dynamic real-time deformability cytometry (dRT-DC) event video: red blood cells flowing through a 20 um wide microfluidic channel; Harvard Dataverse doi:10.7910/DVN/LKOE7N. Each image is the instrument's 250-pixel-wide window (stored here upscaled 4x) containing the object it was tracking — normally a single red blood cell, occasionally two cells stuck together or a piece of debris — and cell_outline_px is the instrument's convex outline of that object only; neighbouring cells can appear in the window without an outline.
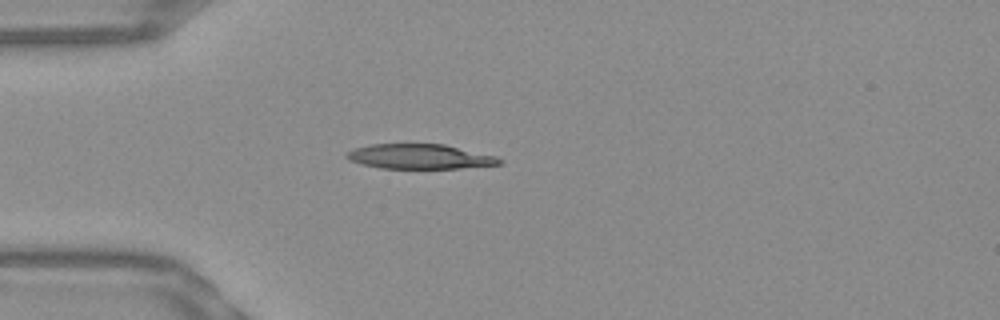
{"species": "Egyptian fruit bat (a non-hibernating species)", "species_latin": "Rousettus aegyptiacus", "temperature_condition": "warm", "stored_images_in_passage": 39, "camera_frame_rate_fps": 3000, "um_per_image_px": 0.085, "frame": {"image": 1, "passage_image": 1, "time_ms": 0.0, "image_size_px": [1000, 320], "cell_outline_px": [[504, 160], [500, 164], [460, 168], [380, 168], [348, 160], [344, 156], [352, 148], [372, 144], [444, 144], [496, 156]], "centroid_in_image_um": [35.66, 13.3], "position_along_channel_um": 49.3, "area_um2": 21.96}}
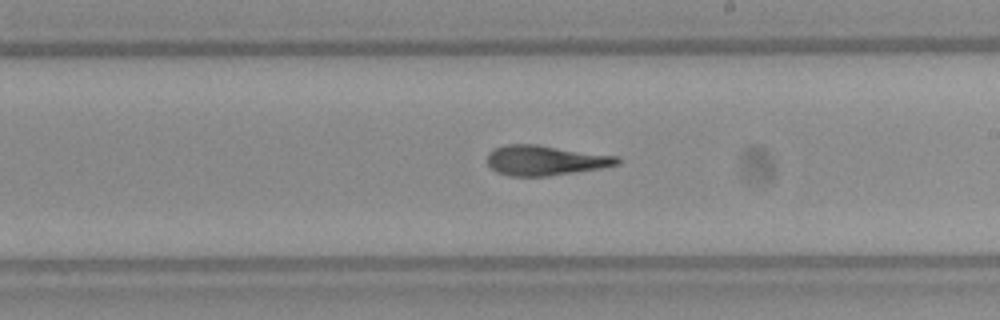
{"frame": {"image": 2, "passage_image": 17, "time_ms": 5.333, "image_size_px": [1000, 320], "cell_outline_px": [[620, 164], [600, 168], [548, 176], [508, 176], [496, 172], [488, 164], [488, 152], [492, 148], [508, 144], [536, 144], [620, 156]], "centroid_in_image_um": [46.34, 13.62], "position_along_channel_um": 242.7, "area_um2": 22.89}}
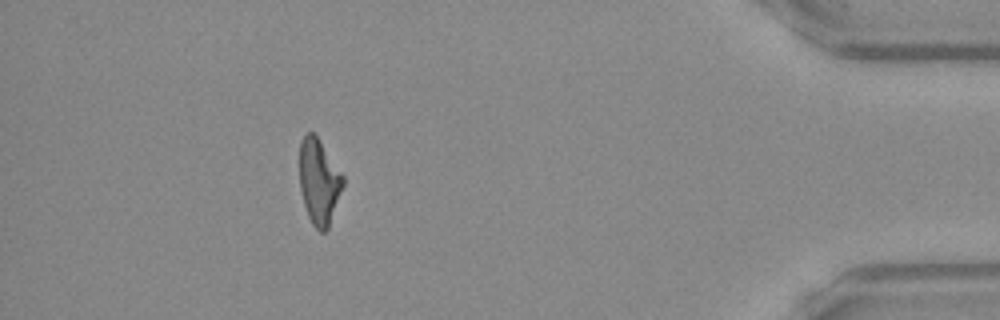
{"frame": {"image": 3, "passage_image": 34, "time_ms": 11.0, "image_size_px": [1000, 320], "cell_outline_px": [[344, 184], [328, 228], [324, 232], [320, 232], [312, 224], [308, 216], [304, 204], [300, 188], [300, 140], [308, 132], [312, 132], [316, 136], [344, 176]], "centroid_in_image_um": [27.11, 15.46], "position_along_channel_um": 408.1, "area_um2": 21.33}, "authors_computed_cell_mechanics": {"area_um2": 22.7732, "velocity_mm_per_s": 3.8514, "shape_relaxation_time_tau1_ms": null, "shape_relaxation_time_tau2_ms": 2.8352, "deformation_change_tau1": null, "deformation_change_tau2": 0.1388}}